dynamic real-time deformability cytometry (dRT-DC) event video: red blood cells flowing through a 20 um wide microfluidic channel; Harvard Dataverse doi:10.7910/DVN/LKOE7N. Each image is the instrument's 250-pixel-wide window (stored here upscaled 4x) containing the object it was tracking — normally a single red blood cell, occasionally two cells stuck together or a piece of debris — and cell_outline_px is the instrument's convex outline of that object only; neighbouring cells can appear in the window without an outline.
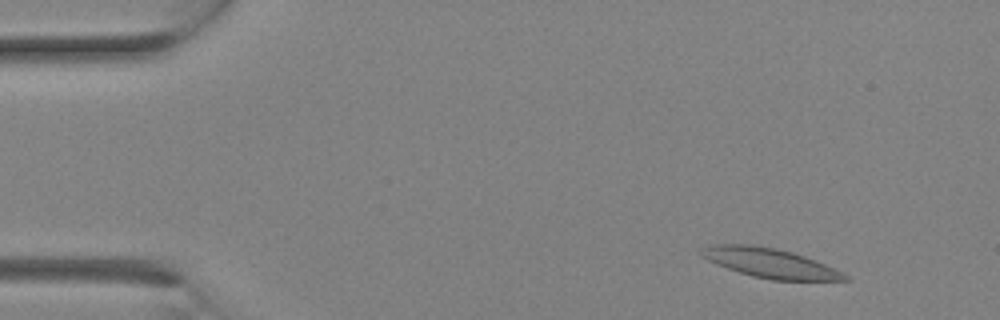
{"species": "Egyptian fruit bat (a non-hibernating species)", "species_latin": "Rousettus aegyptiacus", "temperature_condition": "room temperature", "stored_images_in_passage": 8, "camera_frame_rate_fps": 3000, "um_per_image_px": 0.085, "animal": {"sex": "female"}, "frame": {"image": 1, "passage_image": 3, "time_ms": 0.667, "image_size_px": [1000, 320], "cell_outline_px": [[852, 280], [772, 280], [752, 276], [716, 264], [700, 256], [700, 248], [708, 244], [752, 244], [776, 248], [792, 252], [804, 256], [844, 272], [852, 276]], "centroid_in_image_um": [65.45, 22.35], "position_along_channel_um": 19.6, "area_um2": 24.8}}
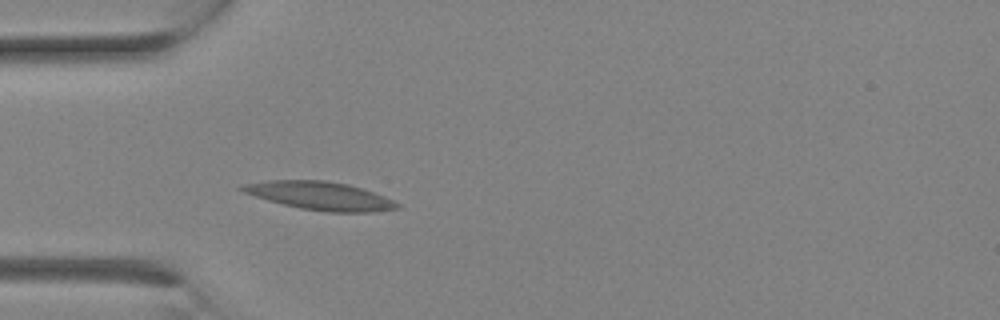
{"frame": {"image": 2, "passage_image": 8, "time_ms": 2.333, "image_size_px": [1000, 320], "cell_outline_px": [[400, 208], [372, 212], [328, 212], [300, 208], [268, 200], [244, 192], [236, 188], [244, 184], [268, 180], [324, 180], [348, 184], [384, 196], [400, 204]], "centroid_in_image_um": [27.2, 16.64], "position_along_channel_um": 57.8, "area_um2": 25.26}}